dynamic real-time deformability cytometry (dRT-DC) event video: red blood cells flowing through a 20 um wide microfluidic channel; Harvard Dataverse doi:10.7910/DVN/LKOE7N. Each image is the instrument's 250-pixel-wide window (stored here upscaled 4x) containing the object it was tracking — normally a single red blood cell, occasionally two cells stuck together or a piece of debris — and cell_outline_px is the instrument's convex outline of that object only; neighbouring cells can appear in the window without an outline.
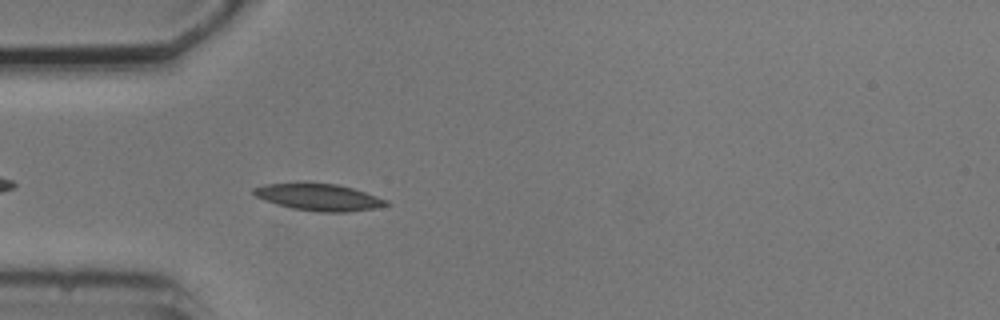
{"species": "common noctule bat (a hibernating species)", "species_latin": "Nyctalus noctula", "temperature_condition": "cold", "stored_images_in_passage": 5, "camera_frame_rate_fps": 3000, "um_per_image_px": 0.085, "animal": {"sex": "male", "body_mass_g": 20.5, "forearm_length_mm": 52.5}, "frame": {"image": 1, "passage_image": 5, "time_ms": 5.0, "image_size_px": [1000, 320], "cell_outline_px": [[392, 204], [376, 208], [348, 212], [320, 212], [292, 208], [276, 204], [264, 200], [256, 196], [252, 192], [252, 188], [264, 184], [336, 184], [352, 188], [388, 200]], "centroid_in_image_um": [27.12, 16.78], "position_along_channel_um": 57.9, "area_um2": 20.4}}